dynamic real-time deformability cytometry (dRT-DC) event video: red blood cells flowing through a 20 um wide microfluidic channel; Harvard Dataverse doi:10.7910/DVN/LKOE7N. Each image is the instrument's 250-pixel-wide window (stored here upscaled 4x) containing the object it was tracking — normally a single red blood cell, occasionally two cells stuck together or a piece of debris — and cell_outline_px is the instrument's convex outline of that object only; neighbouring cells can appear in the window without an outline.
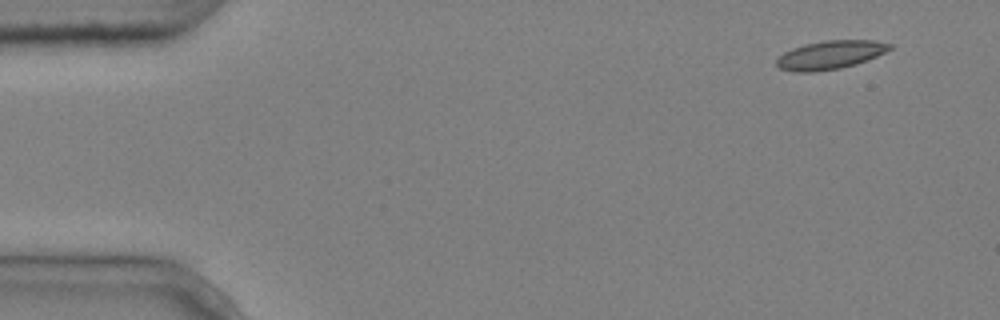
{"species": "common noctule bat (a hibernating species)", "species_latin": "Nyctalus noctula", "temperature_condition": "cold", "stored_images_in_passage": 5, "segment_of_instrument_passage": [1, 2], "camera_frame_rate_fps": 3000, "um_per_image_px": 0.085, "animal": {"sex": "male", "body_mass_g": 20.4}, "frame": {"image": 1, "passage_image": 1, "time_ms": 0.0, "image_size_px": [1000, 320], "cell_outline_px": [[892, 48], [868, 60], [856, 64], [840, 68], [812, 72], [792, 72], [780, 68], [776, 64], [776, 60], [784, 52], [792, 48], [804, 44], [824, 40], [876, 40], [892, 44]], "centroid_in_image_um": [70.56, 4.66], "position_along_channel_um": 14.4, "area_um2": 18.84}}
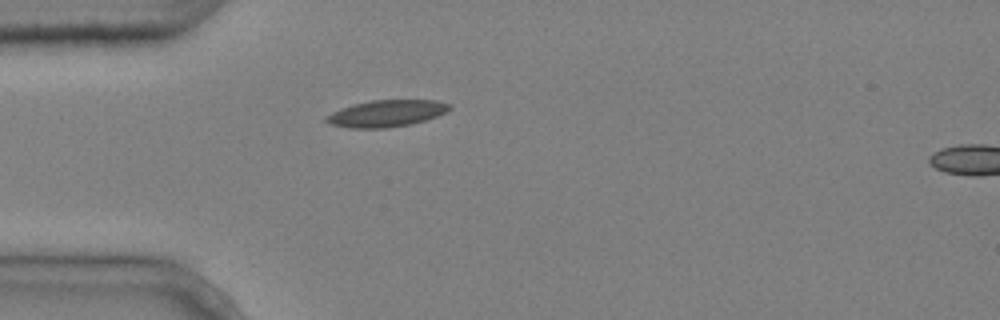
{"frame": {"image": 2, "passage_image": 4, "time_ms": 1.0, "image_size_px": [1000, 320], "cell_outline_px": [[452, 108], [448, 112], [412, 124], [388, 128], [348, 128], [332, 124], [324, 120], [332, 112], [356, 104], [372, 100], [436, 100], [452, 104]], "centroid_in_image_um": [32.93, 9.64], "position_along_channel_um": 52.1, "area_um2": 19.07}}